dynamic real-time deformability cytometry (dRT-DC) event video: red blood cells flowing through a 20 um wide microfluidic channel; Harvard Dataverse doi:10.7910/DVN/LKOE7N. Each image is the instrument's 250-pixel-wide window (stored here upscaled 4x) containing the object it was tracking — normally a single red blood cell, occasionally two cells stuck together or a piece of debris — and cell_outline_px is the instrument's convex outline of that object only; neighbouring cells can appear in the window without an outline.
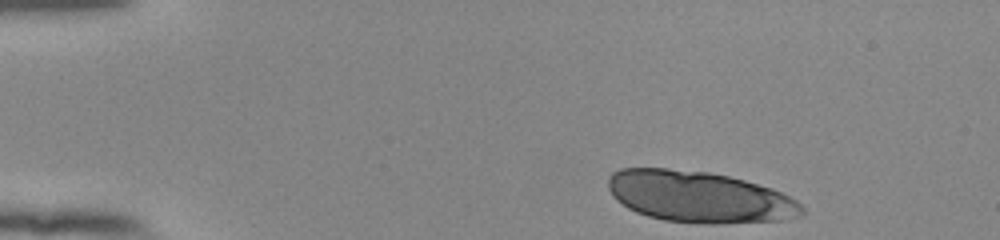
{"species": "human", "species_latin": "Homo sapiens", "temperature_condition": "room temperature", "stored_images_in_passage": 40, "camera_frame_rate_fps": 3000, "um_per_image_px": 0.085, "donor": {"sex": "female"}, "frame": {"image": 1, "passage_image": 1, "time_ms": 0.0, "image_size_px": [1000, 240], "cell_outline_px": [[804, 216], [784, 220], [720, 224], [704, 224], [664, 220], [648, 216], [636, 212], [628, 208], [616, 200], [612, 196], [608, 188], [608, 176], [612, 172], [620, 168], [668, 168], [708, 172], [728, 176], [744, 180], [772, 188], [796, 200], [804, 208]], "centroid_in_image_um": [59.44, 16.74], "position_along_channel_um": 25.6, "area_um2": 58.44}}
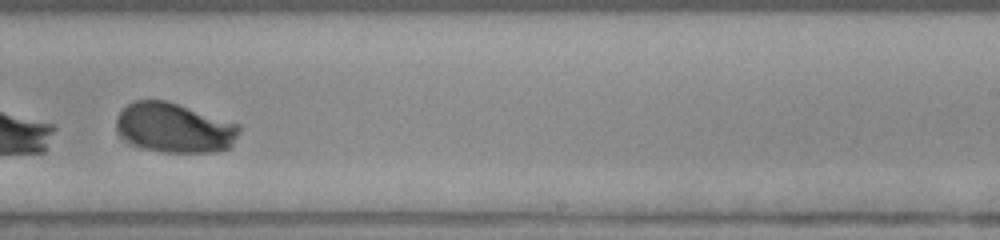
{"frame": {"image": 2, "passage_image": 28, "time_ms": 9.0, "image_size_px": [1000, 240], "cell_outline_px": [[240, 132], [232, 144], [228, 148], [212, 152], [160, 152], [144, 148], [132, 144], [116, 128], [116, 116], [132, 100], [164, 100], [240, 124]], "centroid_in_image_um": [14.83, 10.86], "position_along_channel_um": 274.2, "area_um2": 35.26}}
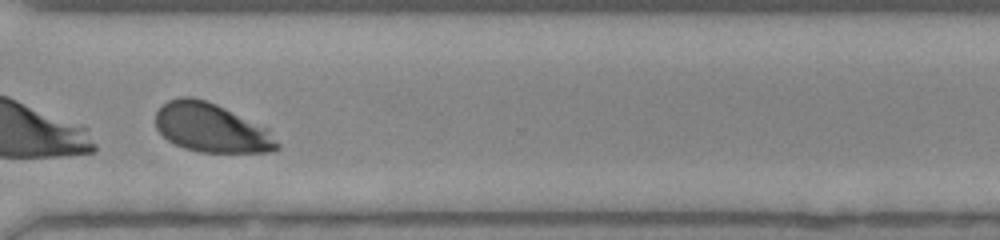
{"frame": {"image": 3, "passage_image": 34, "time_ms": 11.0, "image_size_px": [1000, 240], "cell_outline_px": [[280, 148], [272, 152], [200, 152], [184, 148], [168, 140], [156, 128], [156, 112], [168, 100], [180, 96], [192, 96], [216, 104], [268, 128], [280, 144]], "centroid_in_image_um": [17.98, 10.87], "position_along_channel_um": 352.6, "area_um2": 34.62}, "authors_computed_cell_mechanics": {"area_um2": 36.125, "velocity_mm_per_s": 3.8786, "shape_relaxation_time_tau1_ms": 1.1061, "shape_relaxation_time_tau2_ms": null, "deformation_change_tau1": 0.3282, "deformation_change_tau2": null}}